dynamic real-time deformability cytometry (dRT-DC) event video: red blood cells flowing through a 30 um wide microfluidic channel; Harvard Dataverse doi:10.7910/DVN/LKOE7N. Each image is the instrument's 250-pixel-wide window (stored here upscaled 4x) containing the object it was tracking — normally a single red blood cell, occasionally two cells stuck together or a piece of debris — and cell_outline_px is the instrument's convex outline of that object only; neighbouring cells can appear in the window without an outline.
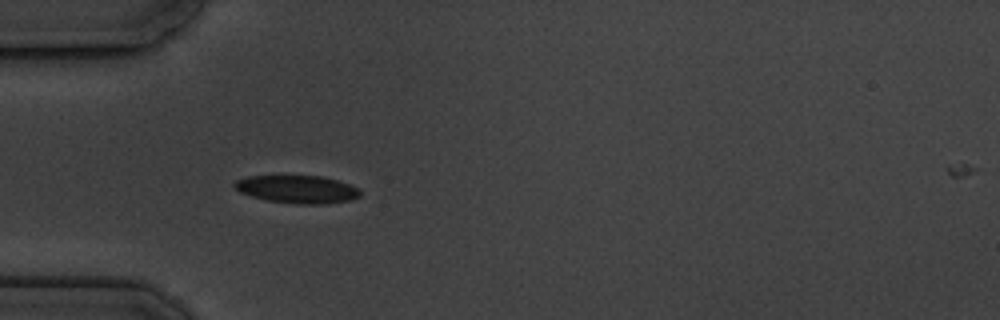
{"species": "common noctule bat (a hibernating species)", "species_latin": "Nyctalus noctula", "temperature_condition": "cold", "stored_images_in_passage": 5, "camera_frame_rate_fps": 3000, "um_per_image_px": 0.085, "animal": {"sex": "male", "body_mass_g": 19.5, "forearm_length_mm": 54.6}, "frame": {"image": 1, "passage_image": 3, "time_ms": 3.0, "image_size_px": [1000, 320], "cell_outline_px": [[360, 196], [352, 200], [324, 204], [296, 204], [268, 200], [252, 196], [240, 192], [232, 184], [236, 180], [248, 176], [324, 176], [360, 188]], "centroid_in_image_um": [25.29, 16.09], "position_along_channel_um": 59.7, "area_um2": 20.35}}
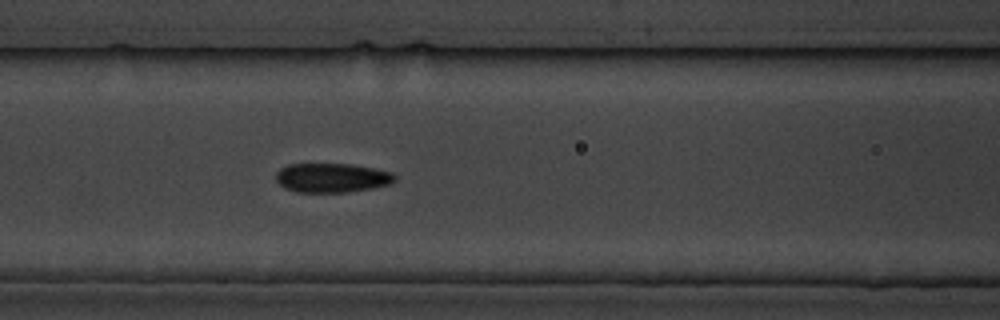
{"frame": {"image": 2, "passage_image": 5, "time_ms": 5.333, "image_size_px": [1000, 320], "cell_outline_px": [[396, 180], [392, 184], [372, 188], [348, 192], [296, 192], [284, 188], [276, 180], [276, 172], [280, 168], [288, 164], [352, 164], [392, 172], [396, 176]], "centroid_in_image_um": [28.22, 15.11], "position_along_channel_um": 138.4, "area_um2": 20.4}}